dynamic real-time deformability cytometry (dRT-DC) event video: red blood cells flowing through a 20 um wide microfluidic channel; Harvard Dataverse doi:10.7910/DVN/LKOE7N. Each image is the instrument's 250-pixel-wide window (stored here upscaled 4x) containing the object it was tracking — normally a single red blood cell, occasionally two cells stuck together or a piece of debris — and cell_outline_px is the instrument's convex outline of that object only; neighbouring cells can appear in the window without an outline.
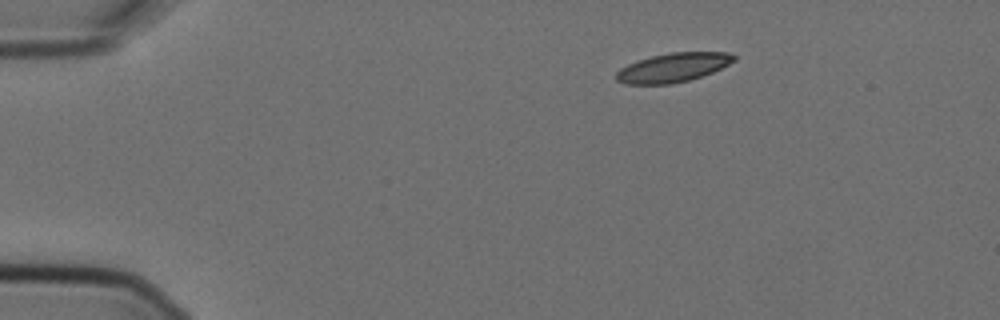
{"species": "Egyptian fruit bat (a non-hibernating species)", "species_latin": "Rousettus aegyptiacus", "temperature_condition": "cold", "stored_images_in_passage": 6, "camera_frame_rate_fps": 3000, "um_per_image_px": 0.085, "animal": {"sex": "female"}, "frame": {"image": 1, "passage_image": 1, "time_ms": 0.0, "image_size_px": [1000, 320], "cell_outline_px": [[736, 60], [712, 72], [688, 80], [672, 84], [624, 84], [616, 80], [616, 72], [620, 68], [636, 60], [668, 52], [732, 52], [736, 56]], "centroid_in_image_um": [57.19, 5.73], "position_along_channel_um": 27.8, "area_um2": 20.0}}
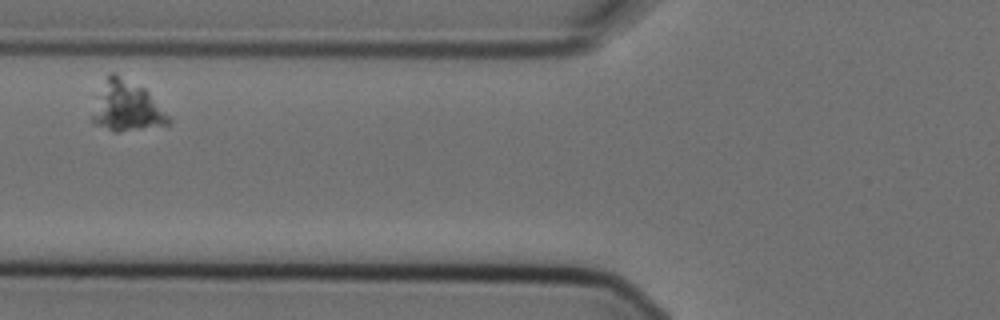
{"frame": {"image": 2, "passage_image": 5, "time_ms": 1.333, "image_size_px": [1000, 320], "cell_outline_px": [[172, 120], [168, 124], [120, 132], [116, 132], [96, 124], [92, 120], [92, 116], [108, 72], [116, 72], [144, 88], [148, 92]], "centroid_in_image_um": [10.79, 9.04], "position_along_channel_um": 115.0, "area_um2": 21.56}}
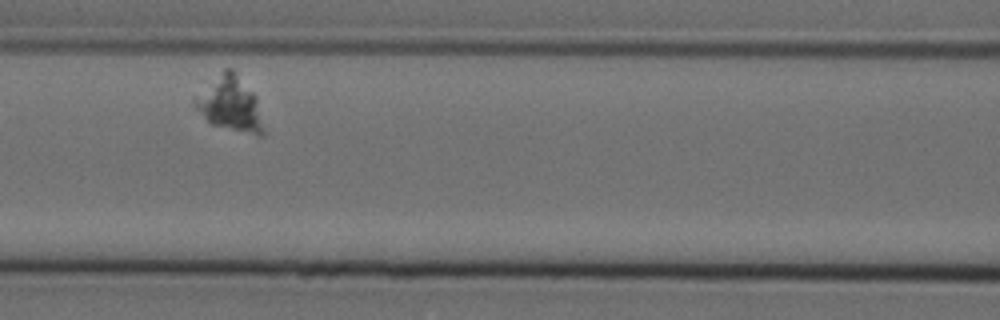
{"frame": {"image": 3, "passage_image": 6, "time_ms": 1.667, "image_size_px": [1000, 320], "cell_outline_px": [[264, 136], [256, 136], [212, 124], [192, 104], [192, 100], [224, 68], [232, 68], [256, 96], [264, 128]], "centroid_in_image_um": [19.59, 8.85], "position_along_channel_um": 147.0, "area_um2": 21.62}}